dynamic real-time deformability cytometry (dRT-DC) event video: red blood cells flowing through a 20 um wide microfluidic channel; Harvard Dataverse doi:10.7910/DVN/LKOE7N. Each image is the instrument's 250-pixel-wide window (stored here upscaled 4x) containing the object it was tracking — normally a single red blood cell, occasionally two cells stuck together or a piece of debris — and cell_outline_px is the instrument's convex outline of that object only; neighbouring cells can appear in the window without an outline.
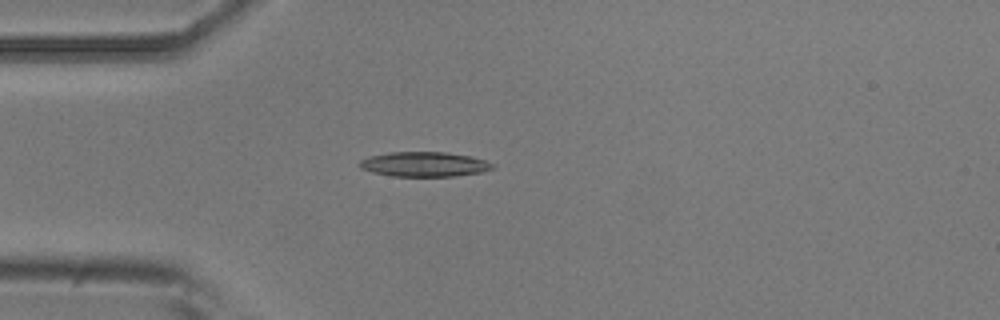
{"species": "common noctule bat (a hibernating species)", "species_latin": "Nyctalus noctula", "temperature_condition": "room temperature", "stored_images_in_passage": 7, "camera_frame_rate_fps": 3000, "um_per_image_px": 0.085, "animal": {"sex": "male", "body_mass_g": 20.5, "forearm_length_mm": 52.5}, "frame": {"image": 1, "passage_image": 5, "time_ms": 4.667, "image_size_px": [1000, 320], "cell_outline_px": [[496, 168], [484, 172], [456, 176], [392, 176], [372, 172], [360, 168], [360, 160], [372, 156], [388, 152], [448, 152], [468, 156], [484, 160], [496, 164]], "centroid_in_image_um": [36.12, 13.97], "position_along_channel_um": 48.9, "area_um2": 19.25}}
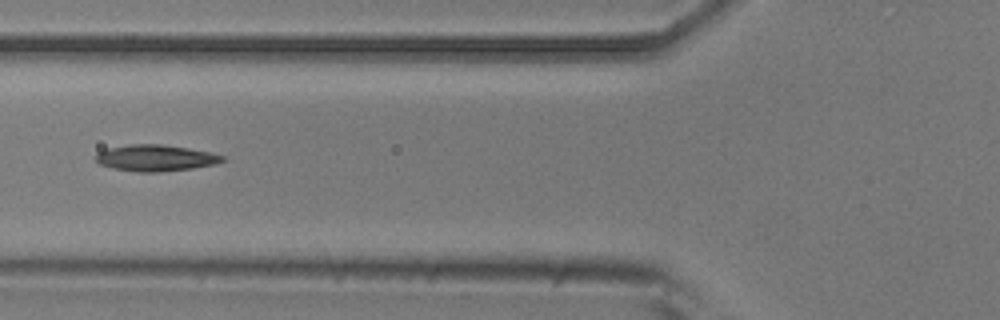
{"frame": {"image": 2, "passage_image": 7, "time_ms": 6.667, "image_size_px": [1000, 320], "cell_outline_px": [[224, 160], [216, 164], [192, 168], [160, 172], [136, 172], [112, 168], [100, 164], [96, 160], [96, 156], [100, 152], [108, 148], [132, 144], [160, 144], [188, 148], [212, 152], [224, 156]], "centroid_in_image_um": [13.25, 13.43], "position_along_channel_um": 112.6, "area_um2": 19.36}}